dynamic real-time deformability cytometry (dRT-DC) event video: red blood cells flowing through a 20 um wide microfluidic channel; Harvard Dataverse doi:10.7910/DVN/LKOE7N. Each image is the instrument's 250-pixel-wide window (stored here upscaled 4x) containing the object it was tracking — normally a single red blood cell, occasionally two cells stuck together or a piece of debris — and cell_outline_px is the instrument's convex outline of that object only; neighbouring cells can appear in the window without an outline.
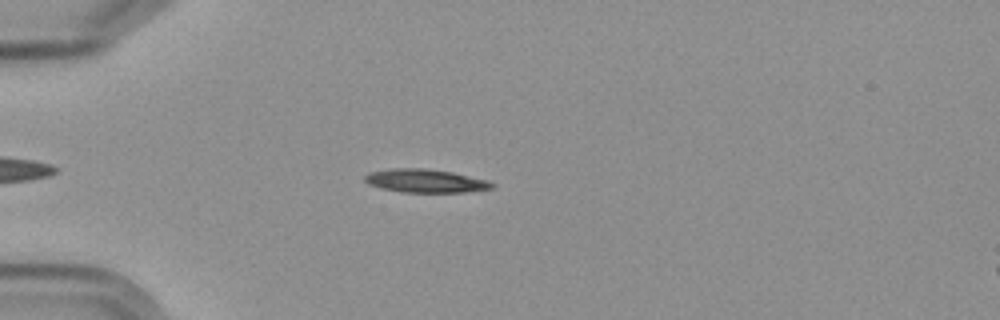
{"species": "Egyptian fruit bat (a non-hibernating species)", "species_latin": "Rousettus aegyptiacus", "temperature_condition": "cold", "stored_images_in_passage": 6, "camera_frame_rate_fps": 3000, "um_per_image_px": 0.085, "frame": {"image": 1, "passage_image": 4, "time_ms": 3.333, "image_size_px": [1000, 320], "cell_outline_px": [[496, 184], [492, 188], [464, 192], [400, 192], [380, 188], [368, 184], [364, 180], [364, 176], [368, 172], [392, 168], [424, 168], [452, 172], [488, 180]], "centroid_in_image_um": [36.13, 15.37], "position_along_channel_um": 48.9, "area_um2": 17.4}}
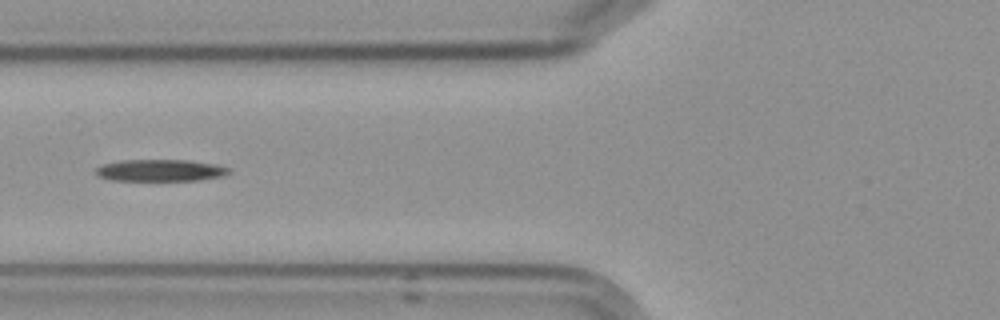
{"frame": {"image": 2, "passage_image": 6, "time_ms": 5.667, "image_size_px": [1000, 320], "cell_outline_px": [[232, 172], [220, 176], [196, 180], [112, 180], [100, 176], [96, 172], [96, 168], [104, 164], [124, 160], [188, 160], [216, 164], [228, 168]], "centroid_in_image_um": [13.65, 14.47], "position_along_channel_um": 112.1, "area_um2": 16.59}}